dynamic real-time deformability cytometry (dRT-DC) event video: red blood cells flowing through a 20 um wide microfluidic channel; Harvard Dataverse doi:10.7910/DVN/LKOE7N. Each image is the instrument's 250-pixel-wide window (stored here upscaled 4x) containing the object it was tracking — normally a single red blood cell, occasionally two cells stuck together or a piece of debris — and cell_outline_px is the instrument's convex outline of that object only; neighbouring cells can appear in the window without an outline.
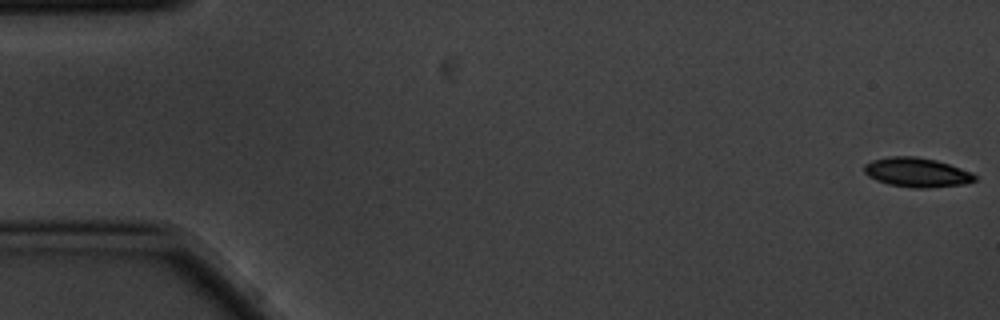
{"species": "common noctule bat (a hibernating species)", "species_latin": "Nyctalus noctula", "temperature_condition": "cold", "stored_images_in_passage": 10, "camera_frame_rate_fps": 3000, "um_per_image_px": 0.085, "animal": {"sex": "male", "body_mass_g": 20.1, "forearm_length_mm": 53.5}, "frame": {"image": 1, "passage_image": 1, "time_ms": 0.0, "image_size_px": [1000, 320], "cell_outline_px": [[976, 180], [968, 184], [924, 188], [912, 188], [888, 184], [876, 180], [868, 176], [864, 172], [864, 164], [872, 160], [888, 156], [916, 156], [936, 160], [972, 172], [976, 176]], "centroid_in_image_um": [77.92, 14.65], "position_along_channel_um": 7.1, "area_um2": 19.07}}
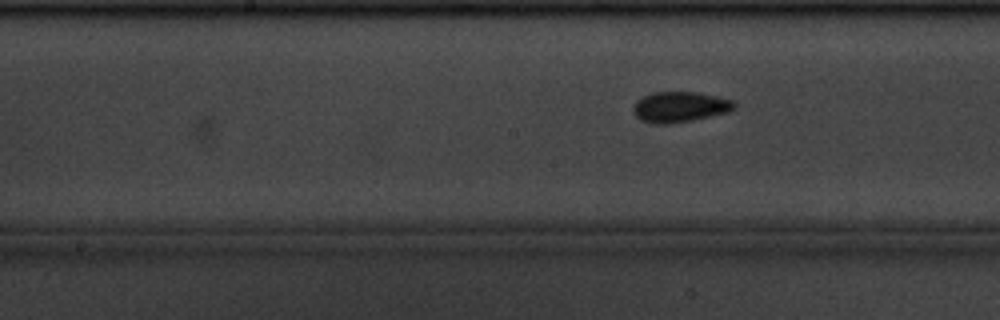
{"frame": {"image": 2, "passage_image": 10, "time_ms": 3.0, "image_size_px": [1000, 320], "cell_outline_px": [[736, 108], [728, 112], [692, 120], [668, 124], [656, 124], [640, 120], [632, 112], [632, 108], [636, 100], [652, 92], [696, 92], [716, 96], [732, 100], [736, 104]], "centroid_in_image_um": [57.76, 9.09], "position_along_channel_um": 190.4, "area_um2": 18.03}}